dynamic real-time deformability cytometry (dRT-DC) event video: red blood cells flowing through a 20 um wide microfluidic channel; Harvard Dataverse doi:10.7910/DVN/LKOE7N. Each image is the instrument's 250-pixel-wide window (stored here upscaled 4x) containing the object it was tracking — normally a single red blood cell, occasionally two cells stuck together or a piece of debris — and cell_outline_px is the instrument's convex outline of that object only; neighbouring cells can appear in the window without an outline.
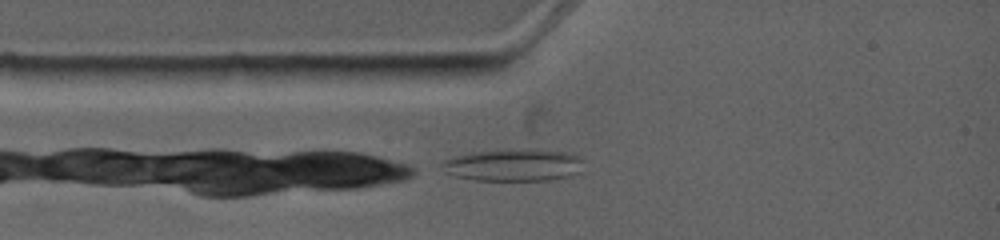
{"species": "common noctule bat (a hibernating species)", "species_latin": "Nyctalus noctula", "temperature_condition": "warm", "stored_images_in_passage": 4, "camera_frame_rate_fps": 4500, "um_per_image_px": 0.085, "animal": {"sex": "female", "body_mass_g": 19.0, "forearm_length_mm": 53.3}, "frame": {"image": 1, "passage_image": 1, "time_ms": 0.0, "image_size_px": [1000, 240], "cell_outline_px": [[584, 160], [580, 172], [568, 176], [548, 180], [476, 180], [456, 176], [444, 172], [440, 164], [444, 160], [452, 156], [468, 152], [520, 148], [568, 152], [580, 156]], "centroid_in_image_um": [43.64, 14.01], "position_along_channel_um": 41.4, "area_um2": 26.99}}
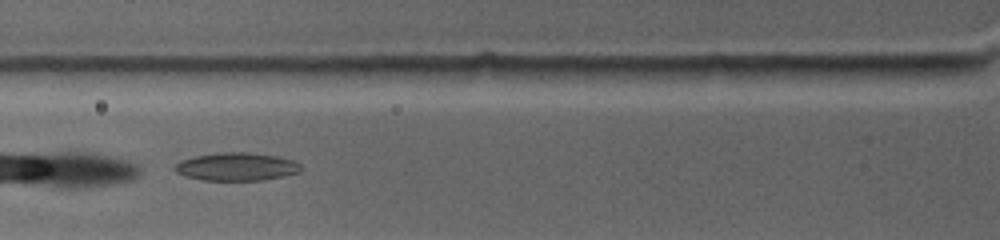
{"frame": {"image": 2, "passage_image": 3, "time_ms": 1.778, "image_size_px": [1000, 240], "cell_outline_px": [[304, 168], [300, 172], [284, 176], [264, 180], [200, 180], [184, 176], [176, 172], [172, 168], [180, 160], [196, 156], [216, 152], [248, 152], [276, 156], [292, 160], [300, 164]], "centroid_in_image_um": [20.1, 14.17], "position_along_channel_um": 105.7, "area_um2": 20.81}}
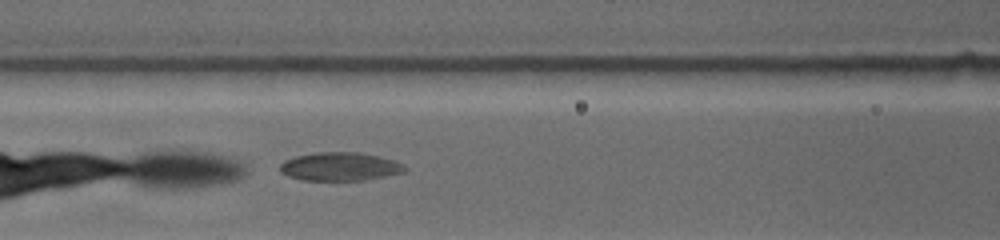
{"frame": {"image": 3, "passage_image": 4, "time_ms": 2.667, "image_size_px": [1000, 240], "cell_outline_px": [[408, 168], [404, 172], [364, 180], [304, 180], [288, 176], [280, 172], [280, 164], [284, 160], [296, 156], [316, 152], [360, 152], [396, 160], [404, 164]], "centroid_in_image_um": [28.91, 14.15], "position_along_channel_um": 137.7, "area_um2": 20.75}}